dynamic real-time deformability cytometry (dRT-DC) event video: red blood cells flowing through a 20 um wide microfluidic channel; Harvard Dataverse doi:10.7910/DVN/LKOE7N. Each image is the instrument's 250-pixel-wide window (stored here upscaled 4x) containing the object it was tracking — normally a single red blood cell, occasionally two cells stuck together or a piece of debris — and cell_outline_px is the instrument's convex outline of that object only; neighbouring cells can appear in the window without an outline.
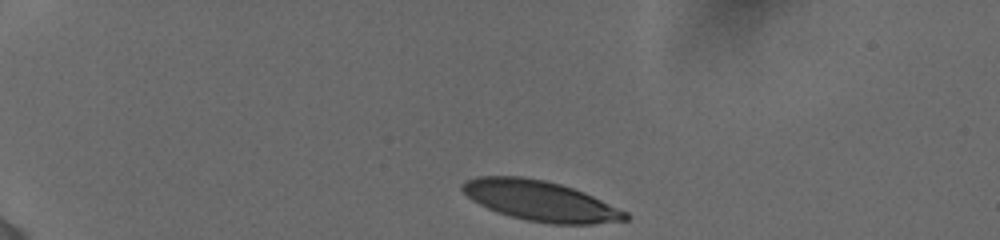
{"species": "human", "species_latin": "Homo sapiens", "temperature_condition": "cold", "stored_images_in_passage": 16, "camera_frame_rate_fps": 3000, "um_per_image_px": 0.085, "donor": {"sex": "female"}, "frame": {"image": 1, "passage_image": 1, "time_ms": 0.0, "image_size_px": [1000, 240], "cell_outline_px": [[628, 220], [592, 224], [552, 224], [528, 220], [496, 212], [472, 200], [460, 188], [460, 184], [476, 176], [520, 176], [544, 180], [560, 184], [584, 192], [628, 212]], "centroid_in_image_um": [45.93, 17.07], "position_along_channel_um": 39.1, "area_um2": 37.97}}
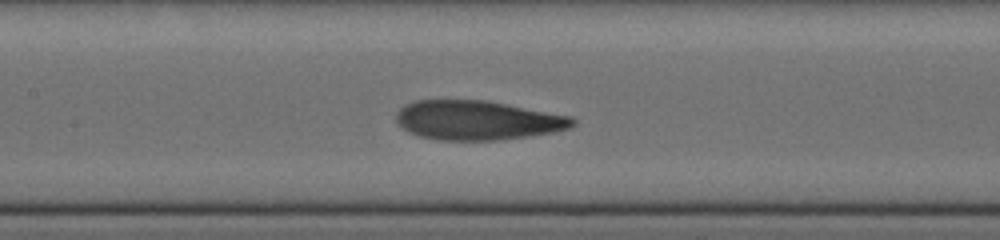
{"frame": {"image": 2, "passage_image": 14, "time_ms": 5.333, "image_size_px": [1000, 240], "cell_outline_px": [[576, 124], [572, 128], [556, 132], [528, 136], [496, 140], [436, 140], [420, 136], [408, 132], [396, 124], [396, 112], [404, 104], [416, 100], [484, 100], [572, 116], [576, 120]], "centroid_in_image_um": [40.58, 10.22], "position_along_channel_um": 166.8, "area_um2": 40.75}}
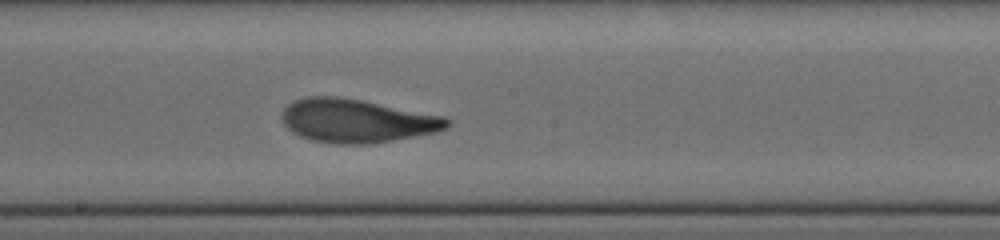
{"frame": {"image": 3, "passage_image": 16, "time_ms": 6.667, "image_size_px": [1000, 240], "cell_outline_px": [[452, 124], [448, 128], [436, 132], [392, 140], [368, 144], [336, 144], [312, 140], [300, 136], [292, 132], [284, 124], [284, 108], [292, 100], [308, 96], [336, 96], [360, 100], [444, 116], [452, 120]], "centroid_in_image_um": [30.35, 10.27], "position_along_channel_um": 217.9, "area_um2": 41.67}}